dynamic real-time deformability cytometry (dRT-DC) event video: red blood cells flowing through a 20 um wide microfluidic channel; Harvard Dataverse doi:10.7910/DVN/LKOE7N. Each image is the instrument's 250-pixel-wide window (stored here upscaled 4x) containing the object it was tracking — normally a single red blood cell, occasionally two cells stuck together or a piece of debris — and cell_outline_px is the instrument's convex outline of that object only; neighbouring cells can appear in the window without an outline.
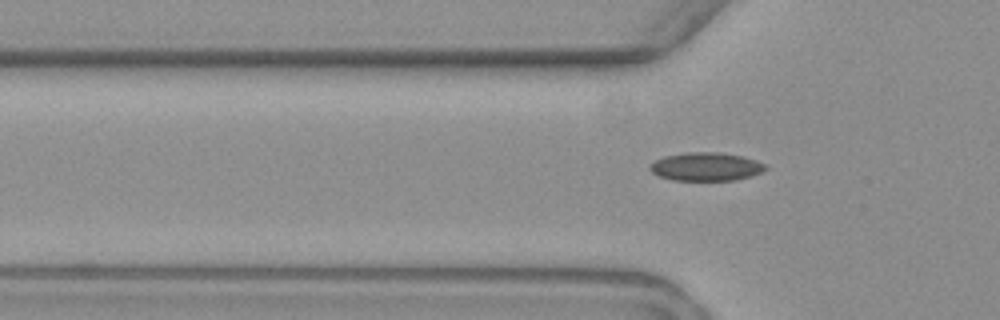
{"species": "common noctule bat (a hibernating species)", "species_latin": "Nyctalus noctula", "temperature_condition": "warm", "stored_images_in_passage": 2, "camera_frame_rate_fps": 3000, "um_per_image_px": 0.085, "animal": {"sex": "female", "body_mass_g": 19.3, "forearm_length_mm": 54.1}, "frame": {"image": 1, "passage_image": 2, "time_ms": 1.333, "image_size_px": [1000, 320], "cell_outline_px": [[768, 168], [760, 172], [736, 180], [672, 180], [656, 176], [648, 168], [656, 160], [664, 156], [684, 152], [720, 152], [740, 156], [764, 164]], "centroid_in_image_um": [59.94, 14.17], "position_along_channel_um": 65.9, "area_um2": 18.9}}